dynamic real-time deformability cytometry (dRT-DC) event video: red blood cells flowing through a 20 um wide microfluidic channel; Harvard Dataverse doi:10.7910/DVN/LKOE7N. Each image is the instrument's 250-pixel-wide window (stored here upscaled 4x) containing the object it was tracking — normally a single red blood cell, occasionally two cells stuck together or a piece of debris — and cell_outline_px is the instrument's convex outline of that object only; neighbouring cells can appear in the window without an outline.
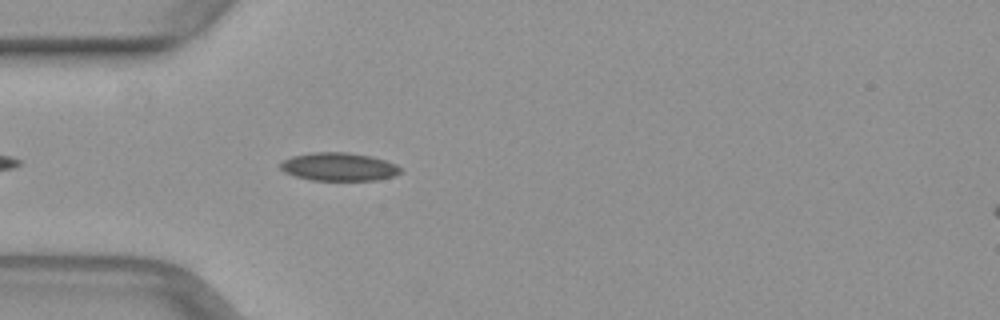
{"species": "common noctule bat (a hibernating species)", "species_latin": "Nyctalus noctula", "temperature_condition": "warm", "stored_images_in_passage": 36, "camera_frame_rate_fps": 3000, "um_per_image_px": 0.085, "animal": {"sex": "female", "body_mass_g": 29.2, "forearm_length_mm": 56.3}, "frame": {"image": 1, "passage_image": 3, "time_ms": 0.667, "image_size_px": [1000, 320], "cell_outline_px": [[400, 172], [392, 176], [376, 180], [312, 180], [296, 176], [284, 172], [280, 168], [280, 164], [284, 160], [292, 156], [312, 152], [348, 152], [372, 156], [396, 164], [400, 168]], "centroid_in_image_um": [28.78, 14.17], "position_along_channel_um": 56.2, "area_um2": 19.59}}
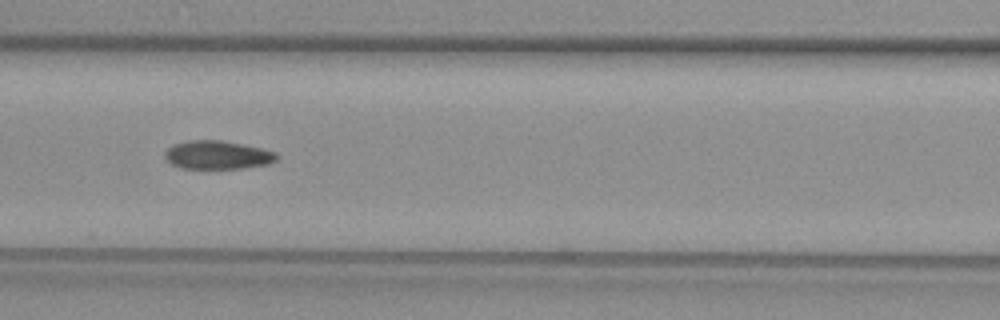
{"frame": {"image": 2, "passage_image": 10, "time_ms": 3.0, "image_size_px": [1000, 320], "cell_outline_px": [[280, 156], [276, 160], [268, 164], [244, 168], [180, 168], [172, 164], [164, 156], [164, 152], [168, 148], [176, 144], [188, 140], [220, 140], [260, 148], [276, 152]], "centroid_in_image_um": [18.5, 13.17], "position_along_channel_um": 148.1, "area_um2": 18.38}}
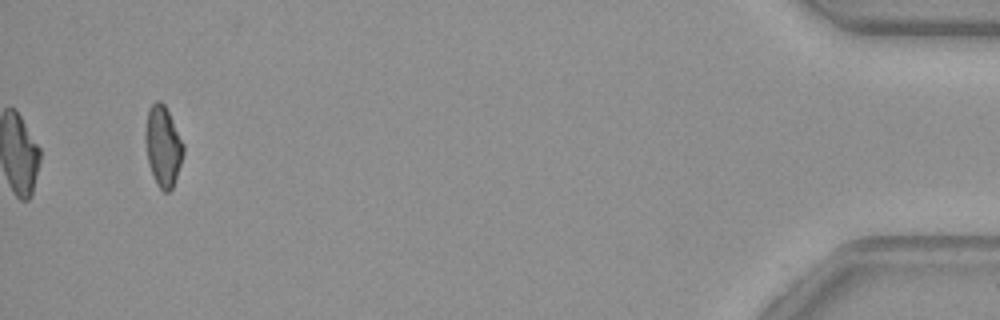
{"frame": {"image": 3, "passage_image": 36, "time_ms": 11.667, "image_size_px": [1000, 320], "cell_outline_px": [[184, 152], [172, 188], [168, 192], [164, 192], [156, 184], [148, 164], [144, 140], [144, 136], [148, 108], [156, 100], [160, 100], [164, 104], [184, 144]], "centroid_in_image_um": [13.82, 12.41], "position_along_channel_um": 421.4, "area_um2": 17.8}}